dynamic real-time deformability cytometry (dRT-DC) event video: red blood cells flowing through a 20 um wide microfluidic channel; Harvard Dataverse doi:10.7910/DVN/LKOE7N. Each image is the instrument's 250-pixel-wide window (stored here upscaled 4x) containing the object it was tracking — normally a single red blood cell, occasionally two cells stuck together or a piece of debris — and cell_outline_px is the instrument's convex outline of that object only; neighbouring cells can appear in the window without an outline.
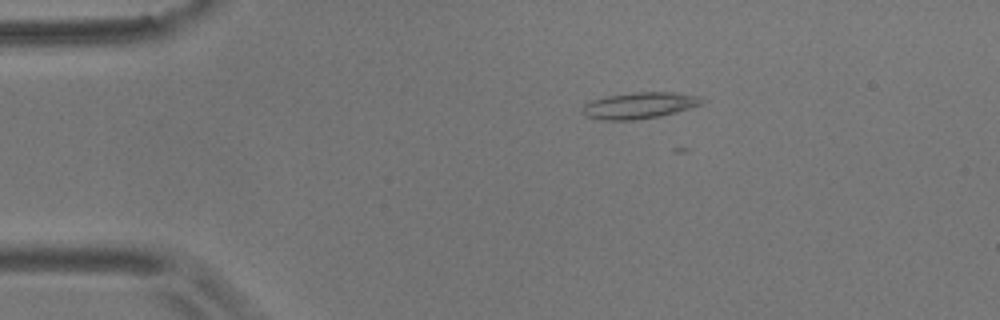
{"species": "common noctule bat (a hibernating species)", "species_latin": "Nyctalus noctula", "temperature_condition": "room temperature", "stored_images_in_passage": 3, "camera_frame_rate_fps": 3000, "um_per_image_px": 0.085, "animal": {"sex": "male", "body_mass_g": 17.9}, "frame": {"image": 1, "passage_image": 1, "time_ms": 0.0, "image_size_px": [1000, 320], "cell_outline_px": [[700, 104], [676, 112], [660, 116], [636, 120], [604, 120], [588, 116], [580, 112], [584, 104], [592, 100], [608, 96], [636, 92], [672, 92], [696, 96], [700, 100]], "centroid_in_image_um": [54.26, 8.97], "position_along_channel_um": 30.7, "area_um2": 17.92}}
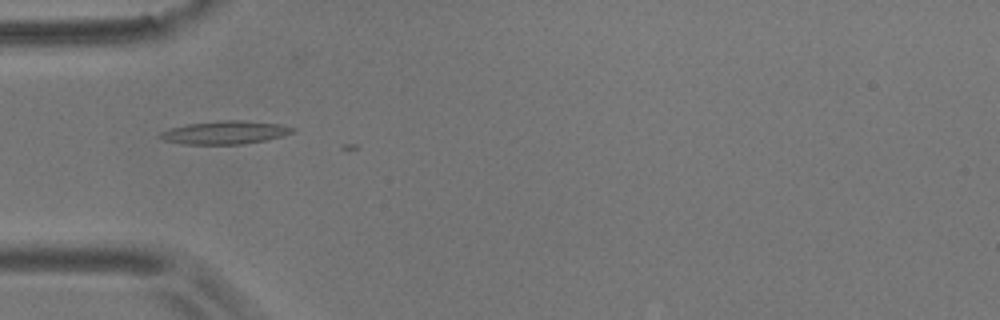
{"frame": {"image": 2, "passage_image": 3, "time_ms": 2.333, "image_size_px": [1000, 320], "cell_outline_px": [[296, 128], [292, 132], [284, 136], [264, 140], [240, 144], [184, 144], [164, 140], [156, 136], [160, 132], [172, 128], [188, 124], [220, 120], [244, 120], [280, 124]], "centroid_in_image_um": [19.12, 11.25], "position_along_channel_um": 65.9, "area_um2": 17.8}}